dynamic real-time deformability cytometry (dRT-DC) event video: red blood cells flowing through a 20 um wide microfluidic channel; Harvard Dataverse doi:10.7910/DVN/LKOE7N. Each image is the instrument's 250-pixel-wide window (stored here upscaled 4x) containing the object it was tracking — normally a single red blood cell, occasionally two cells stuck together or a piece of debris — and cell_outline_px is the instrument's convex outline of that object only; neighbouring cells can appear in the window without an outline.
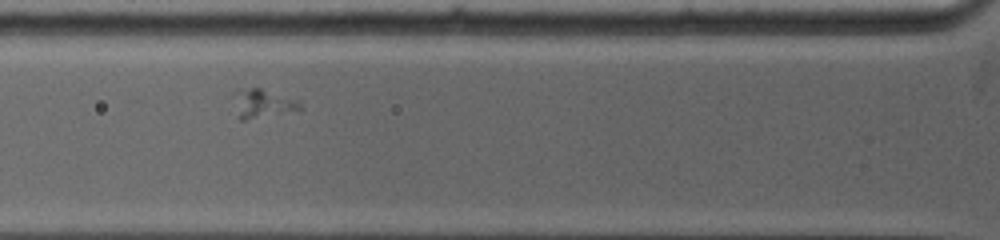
{"species": "common noctule bat (a hibernating species)", "species_latin": "Nyctalus noctula", "temperature_condition": "warm", "stored_images_in_passage": 11, "camera_frame_rate_fps": 5000, "um_per_image_px": 0.085, "animal": {"sex": "female", "body_mass_g": 19.0, "forearm_length_mm": 53.3}, "frame": {"image": 1, "passage_image": 3, "time_ms": 0.8, "image_size_px": [1000, 240], "cell_outline_px": [[304, 108], [300, 112], [244, 120], [240, 120], [236, 116], [232, 92], [240, 88], [260, 88], [300, 100]], "centroid_in_image_um": [22.37, 8.82], "position_along_channel_um": 103.4, "area_um2": 11.91}}
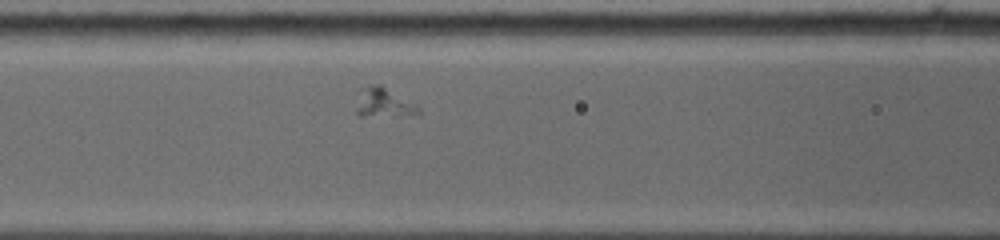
{"frame": {"image": 2, "passage_image": 5, "time_ms": 1.6, "image_size_px": [1000, 240], "cell_outline_px": [[420, 112], [400, 116], [360, 116], [356, 112], [356, 108], [360, 88], [368, 84], [380, 84], [420, 104]], "centroid_in_image_um": [32.64, 8.71], "position_along_channel_um": 134.0, "area_um2": 11.04}}
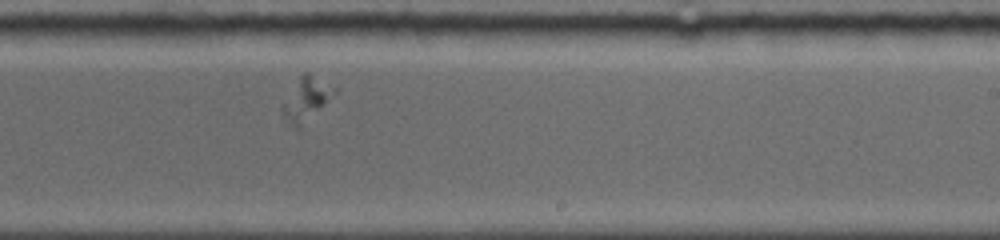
{"frame": {"image": 3, "passage_image": 11, "time_ms": 5.0, "image_size_px": [1000, 240], "cell_outline_px": [[340, 88], [324, 104], [296, 124], [284, 116], [280, 108], [300, 76], [304, 72], [308, 72]], "centroid_in_image_um": [26.09, 8.24], "position_along_channel_um": 262.9, "area_um2": 11.79}}